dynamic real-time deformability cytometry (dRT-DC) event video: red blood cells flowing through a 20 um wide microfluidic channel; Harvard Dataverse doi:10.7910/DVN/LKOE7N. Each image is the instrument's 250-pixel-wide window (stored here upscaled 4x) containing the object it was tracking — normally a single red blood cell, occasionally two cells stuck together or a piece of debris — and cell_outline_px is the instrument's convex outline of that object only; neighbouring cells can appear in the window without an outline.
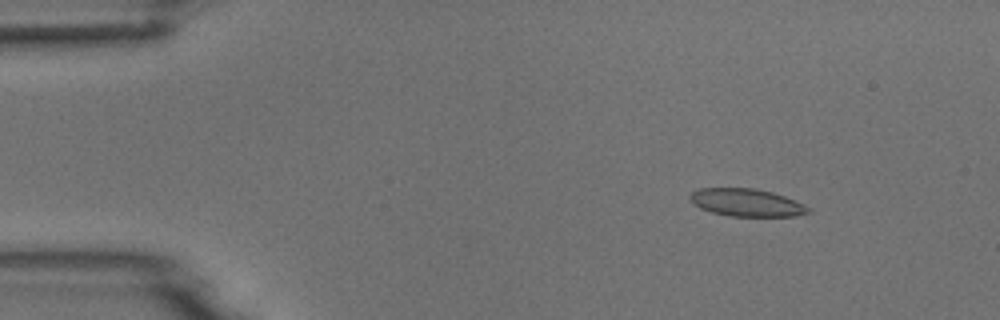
{"species": "common noctule bat (a hibernating species)", "species_latin": "Nyctalus noctula", "temperature_condition": "room temperature", "stored_images_in_passage": 5, "camera_frame_rate_fps": 3000, "um_per_image_px": 0.085, "animal": {"sex": "male", "body_mass_g": 18.8}, "frame": {"image": 1, "passage_image": 2, "time_ms": 1.333, "image_size_px": [1000, 320], "cell_outline_px": [[812, 212], [796, 216], [728, 216], [712, 212], [700, 208], [688, 196], [692, 192], [700, 188], [752, 188], [772, 192], [784, 196], [804, 204], [812, 208]], "centroid_in_image_um": [63.51, 17.22], "position_along_channel_um": 21.5, "area_um2": 19.02}}
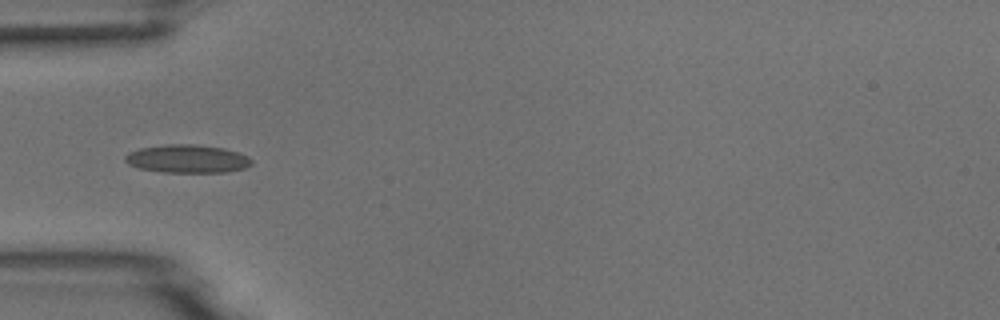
{"frame": {"image": 2, "passage_image": 5, "time_ms": 4.667, "image_size_px": [1000, 320], "cell_outline_px": [[252, 164], [244, 168], [228, 172], [160, 172], [136, 168], [128, 164], [124, 160], [124, 156], [128, 152], [140, 148], [168, 144], [196, 144], [224, 148], [248, 156], [252, 160]], "centroid_in_image_um": [15.89, 13.5], "position_along_channel_um": 69.1, "area_um2": 20.92}}